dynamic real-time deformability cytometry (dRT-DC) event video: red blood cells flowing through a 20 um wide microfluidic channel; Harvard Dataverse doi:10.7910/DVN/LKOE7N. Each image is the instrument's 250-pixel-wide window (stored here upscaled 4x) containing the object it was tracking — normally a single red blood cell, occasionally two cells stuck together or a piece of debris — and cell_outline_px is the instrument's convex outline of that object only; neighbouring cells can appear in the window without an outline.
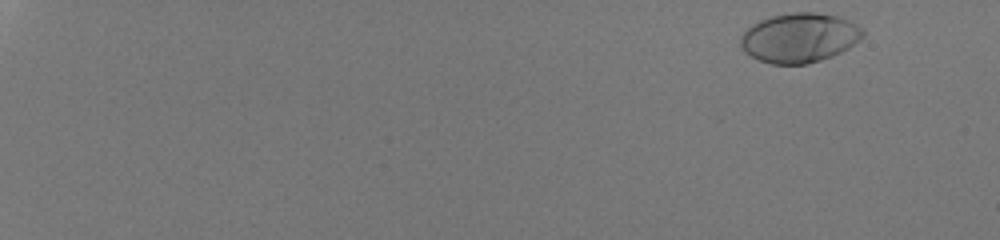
{"species": "human", "species_latin": "Homo sapiens", "temperature_condition": "room temperature", "stored_images_in_passage": 52, "camera_frame_rate_fps": 3000, "um_per_image_px": 0.085, "donor": {"sex": "male"}, "frame": {"image": 1, "passage_image": 2, "time_ms": 0.333, "image_size_px": [1000, 240], "cell_outline_px": [[864, 36], [860, 40], [848, 48], [832, 56], [808, 64], [772, 64], [760, 60], [744, 52], [740, 44], [740, 36], [752, 24], [760, 20], [772, 16], [792, 12], [816, 12], [836, 16], [848, 20], [864, 28]], "centroid_in_image_um": [67.96, 3.21], "position_along_channel_um": 17.0, "area_um2": 35.32}}
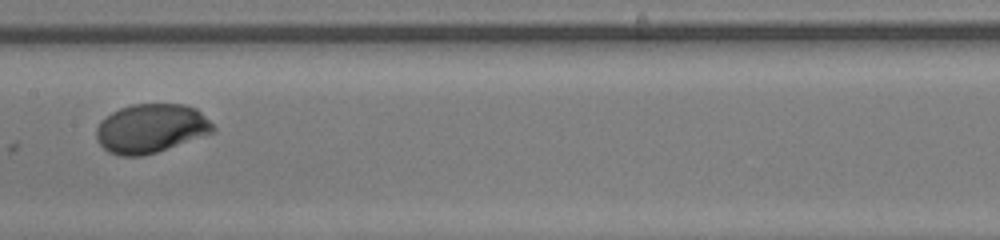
{"frame": {"image": 2, "passage_image": 31, "time_ms": 10.0, "image_size_px": [1000, 240], "cell_outline_px": [[216, 132], [156, 152], [140, 156], [120, 156], [108, 152], [96, 140], [96, 128], [100, 120], [112, 112], [120, 108], [132, 104], [184, 104], [196, 108], [216, 128]], "centroid_in_image_um": [12.81, 10.91], "position_along_channel_um": 194.6, "area_um2": 33.41}}
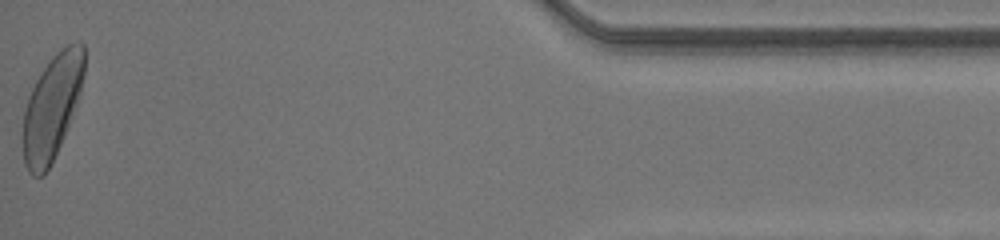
{"frame": {"image": 3, "passage_image": 52, "time_ms": 17.0, "image_size_px": [1000, 240], "cell_outline_px": [[84, 72], [80, 92], [76, 108], [64, 136], [44, 176], [32, 176], [28, 172], [24, 164], [20, 132], [24, 108], [28, 96], [36, 80], [52, 56], [60, 48], [68, 44], [80, 40], [84, 44]], "centroid_in_image_um": [4.38, 9.12], "position_along_channel_um": 430.8, "area_um2": 37.92}, "authors_computed_cell_mechanics": {"area_um2": 33.0905, "velocity_mm_per_s": 4.2086, "shape_relaxation_time_tau1_ms": 1.5164, "shape_relaxation_time_tau2_ms": null, "deformation_change_tau1": 0.1251, "deformation_change_tau2": null}}